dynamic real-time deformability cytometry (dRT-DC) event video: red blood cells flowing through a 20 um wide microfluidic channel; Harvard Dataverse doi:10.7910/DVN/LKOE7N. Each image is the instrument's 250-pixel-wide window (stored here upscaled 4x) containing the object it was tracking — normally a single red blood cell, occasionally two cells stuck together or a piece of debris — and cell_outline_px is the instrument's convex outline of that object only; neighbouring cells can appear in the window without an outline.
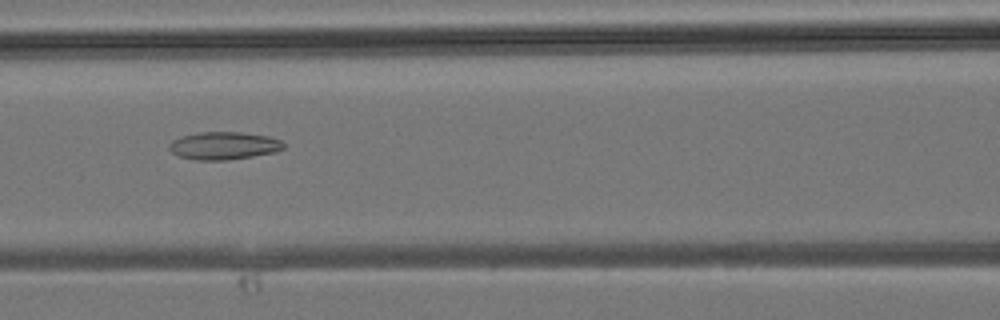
{"species": "common noctule bat (a hibernating species)", "species_latin": "Nyctalus noctula", "temperature_condition": "room temperature", "stored_images_in_passage": 37, "camera_frame_rate_fps": 3000, "um_per_image_px": 0.085, "animal": {"sex": "male", "body_mass_g": 19.2, "forearm_length_mm": 51.8}, "frame": {"image": 1, "passage_image": 15, "time_ms": 4.667, "image_size_px": [1000, 320], "cell_outline_px": [[284, 148], [276, 152], [228, 160], [196, 160], [180, 156], [172, 152], [168, 148], [168, 144], [172, 140], [184, 136], [200, 132], [240, 132], [268, 136], [280, 140], [284, 144]], "centroid_in_image_um": [19.02, 12.38], "position_along_channel_um": 147.6, "area_um2": 18.38}}
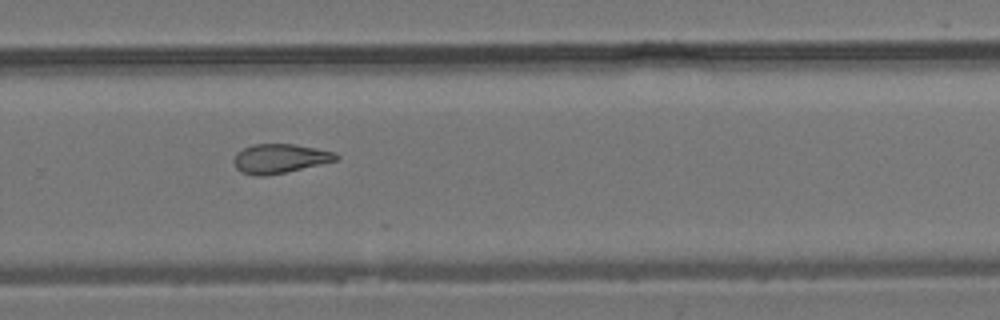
{"frame": {"image": 2, "passage_image": 24, "time_ms": 7.667, "image_size_px": [1000, 320], "cell_outline_px": [[340, 156], [336, 160], [320, 164], [284, 172], [264, 176], [252, 176], [240, 172], [236, 168], [232, 160], [236, 152], [252, 144], [296, 144], [336, 152]], "centroid_in_image_um": [23.74, 13.47], "position_along_channel_um": 306.1, "area_um2": 17.51}}
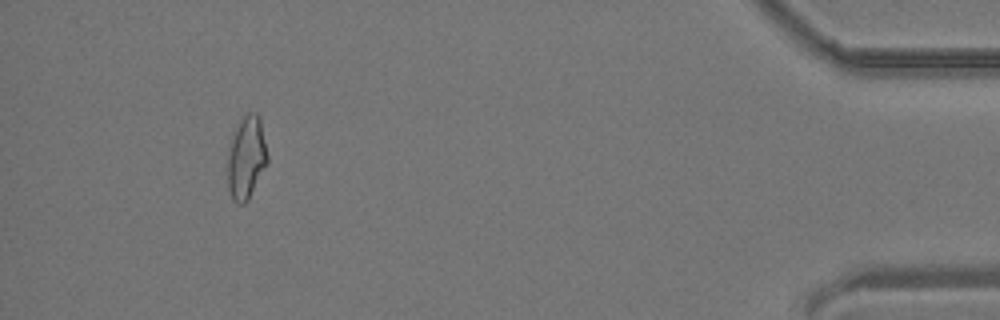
{"frame": {"image": 3, "passage_image": 34, "time_ms": 11.0, "image_size_px": [1000, 320], "cell_outline_px": [[268, 164], [248, 200], [244, 204], [236, 204], [232, 200], [228, 188], [228, 148], [236, 128], [240, 120], [248, 112], [256, 112], [260, 116], [268, 156]], "centroid_in_image_um": [20.95, 13.42], "position_along_channel_um": 414.2, "area_um2": 19.48}}